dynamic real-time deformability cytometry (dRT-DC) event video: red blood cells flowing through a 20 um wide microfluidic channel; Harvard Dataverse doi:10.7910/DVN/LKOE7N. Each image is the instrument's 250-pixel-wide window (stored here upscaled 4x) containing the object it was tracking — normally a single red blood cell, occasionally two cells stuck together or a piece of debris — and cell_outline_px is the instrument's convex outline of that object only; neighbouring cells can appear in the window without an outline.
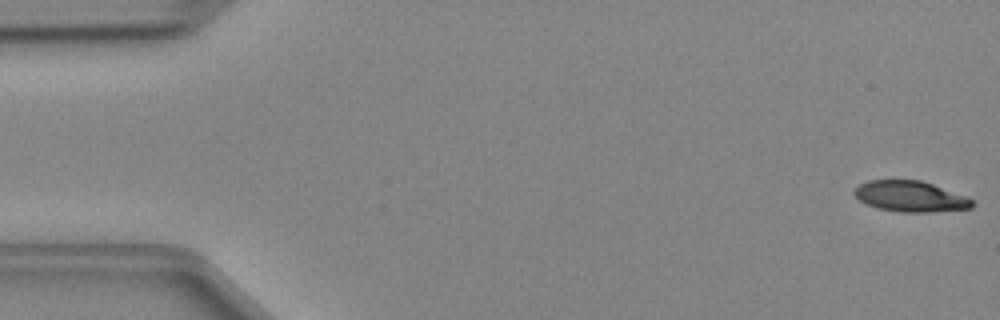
{"species": "Egyptian fruit bat (a non-hibernating species)", "species_latin": "Rousettus aegyptiacus", "temperature_condition": "cold", "stored_images_in_passage": 47, "camera_frame_rate_fps": 3000, "um_per_image_px": 0.085, "animal": {"sex": "female"}, "frame": {"image": 1, "passage_image": 1, "time_ms": 0.0, "image_size_px": [1000, 320], "cell_outline_px": [[976, 204], [972, 208], [932, 212], [900, 212], [876, 208], [860, 200], [852, 192], [860, 184], [868, 180], [920, 180], [932, 184], [976, 200]], "centroid_in_image_um": [77.41, 16.7], "position_along_channel_um": 7.6, "area_um2": 21.15}}
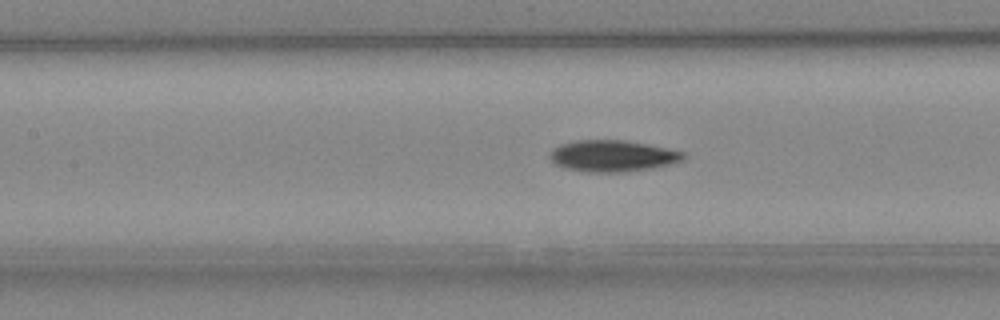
{"frame": {"image": 2, "passage_image": 21, "time_ms": 6.667, "image_size_px": [1000, 320], "cell_outline_px": [[688, 156], [684, 160], [652, 168], [624, 172], [584, 172], [568, 168], [556, 164], [548, 156], [552, 148], [560, 144], [576, 140], [624, 140], [648, 144], [668, 148], [684, 152]], "centroid_in_image_um": [52.08, 13.25], "position_along_channel_um": 155.3, "area_um2": 24.57}}
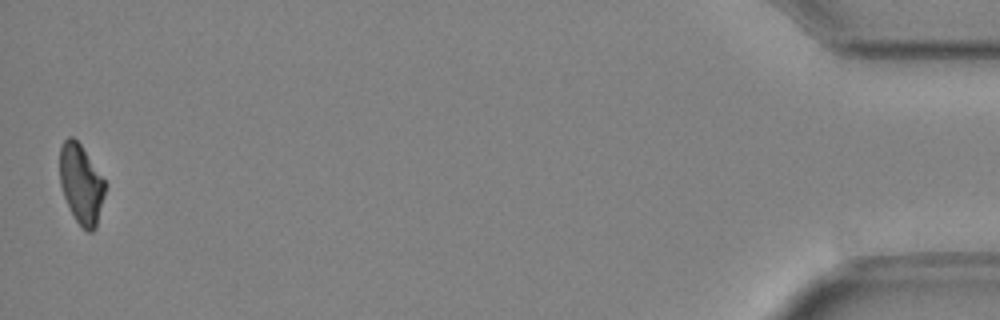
{"frame": {"image": 3, "passage_image": 47, "time_ms": 15.333, "image_size_px": [1000, 320], "cell_outline_px": [[104, 196], [96, 228], [92, 232], [88, 232], [76, 220], [64, 196], [60, 184], [60, 148], [64, 140], [68, 136], [72, 136], [80, 144], [104, 180]], "centroid_in_image_um": [6.88, 15.64], "position_along_channel_um": 428.3, "area_um2": 20.46}}